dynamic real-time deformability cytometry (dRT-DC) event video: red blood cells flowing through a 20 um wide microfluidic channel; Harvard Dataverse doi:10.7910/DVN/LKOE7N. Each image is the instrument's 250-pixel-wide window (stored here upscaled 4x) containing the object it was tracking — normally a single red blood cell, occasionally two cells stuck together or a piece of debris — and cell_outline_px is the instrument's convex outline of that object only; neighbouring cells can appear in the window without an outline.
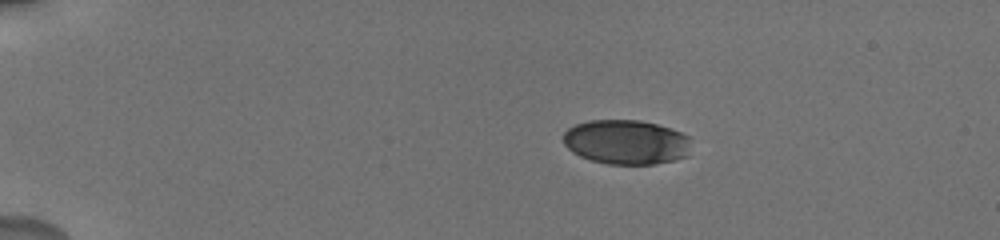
{"species": "human", "species_latin": "Homo sapiens", "temperature_condition": "cold", "stored_images_in_passage": 10, "camera_frame_rate_fps": 3000, "um_per_image_px": 0.085, "donor": {"sex": "male"}, "frame": {"image": 1, "passage_image": 1, "time_ms": 0.0, "image_size_px": [1000, 240], "cell_outline_px": [[688, 156], [656, 164], [608, 164], [592, 160], [580, 156], [572, 152], [564, 144], [564, 132], [568, 128], [576, 124], [588, 120], [640, 120], [656, 124], [680, 132], [688, 136]], "centroid_in_image_um": [53.19, 12.07], "position_along_channel_um": 31.8, "area_um2": 33.0}}
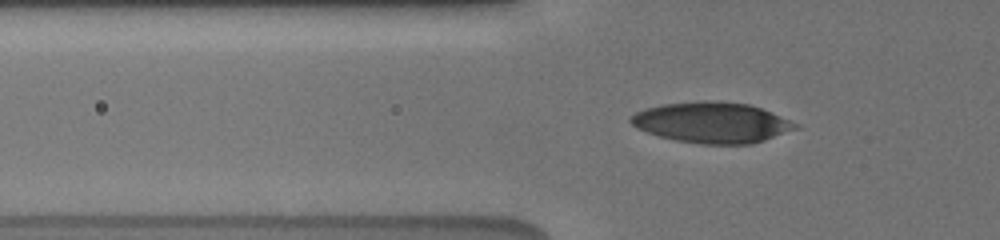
{"frame": {"image": 2, "passage_image": 6, "time_ms": 3.0, "image_size_px": [1000, 240], "cell_outline_px": [[800, 128], [752, 144], [704, 144], [676, 140], [660, 136], [636, 128], [628, 120], [628, 116], [644, 108], [664, 104], [704, 100], [748, 104], [760, 108], [800, 124]], "centroid_in_image_um": [60.5, 10.41], "position_along_channel_um": 65.3, "area_um2": 38.96}}
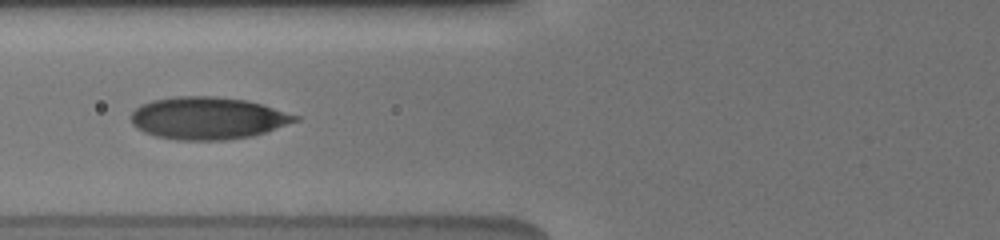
{"frame": {"image": 3, "passage_image": 9, "time_ms": 4.333, "image_size_px": [1000, 240], "cell_outline_px": [[300, 120], [252, 136], [224, 140], [176, 140], [156, 136], [144, 132], [136, 128], [132, 124], [132, 112], [140, 104], [152, 100], [176, 96], [216, 96], [248, 100], [300, 116]], "centroid_in_image_um": [17.65, 10.04], "position_along_channel_um": 108.2, "area_um2": 40.52}}